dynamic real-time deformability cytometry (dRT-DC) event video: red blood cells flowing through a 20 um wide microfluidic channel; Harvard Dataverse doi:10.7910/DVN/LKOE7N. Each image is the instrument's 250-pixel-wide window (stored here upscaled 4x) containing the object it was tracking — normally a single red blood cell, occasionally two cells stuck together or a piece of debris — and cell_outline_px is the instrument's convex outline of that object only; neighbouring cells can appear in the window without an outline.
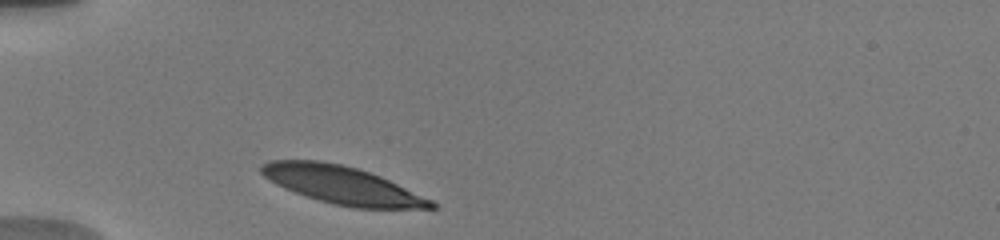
{"species": "human", "species_latin": "Homo sapiens", "temperature_condition": "warm", "stored_images_in_passage": 25, "camera_frame_rate_fps": 3000, "um_per_image_px": 0.085, "donor": {"sex": "male"}, "frame": {"image": 1, "passage_image": 1, "time_ms": 0.0, "image_size_px": [1000, 240], "cell_outline_px": [[436, 208], [352, 208], [332, 204], [284, 188], [276, 184], [264, 176], [260, 172], [260, 164], [268, 160], [320, 160], [340, 164], [356, 168], [380, 176], [432, 200], [436, 204]], "centroid_in_image_um": [29.05, 15.72], "position_along_channel_um": 56.0, "area_um2": 36.99}}
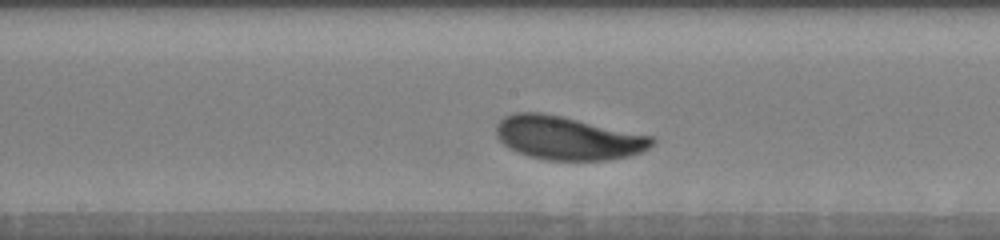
{"frame": {"image": 2, "passage_image": 11, "time_ms": 4.333, "image_size_px": [1000, 240], "cell_outline_px": [[656, 140], [648, 148], [640, 152], [628, 156], [608, 160], [544, 160], [528, 156], [516, 152], [508, 148], [496, 136], [496, 124], [504, 116], [516, 112], [544, 112], [652, 136]], "centroid_in_image_um": [48.21, 11.73], "position_along_channel_um": 200.0, "area_um2": 39.54}}
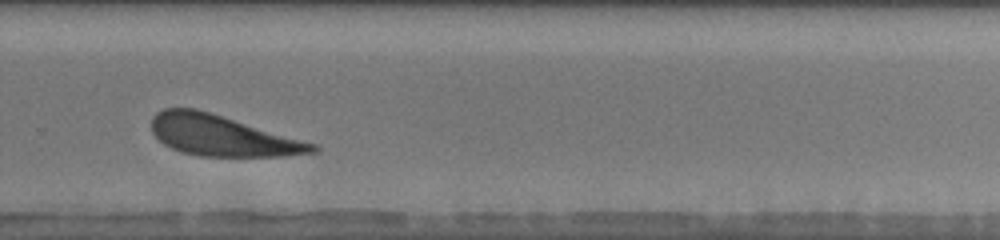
{"frame": {"image": 3, "passage_image": 18, "time_ms": 7.333, "image_size_px": [1000, 240], "cell_outline_px": [[320, 152], [284, 156], [200, 156], [180, 152], [164, 144], [152, 132], [152, 116], [156, 112], [164, 108], [196, 108], [316, 144], [320, 148]], "centroid_in_image_um": [18.87, 11.53], "position_along_channel_um": 310.9, "area_um2": 37.97}, "authors_computed_cell_mechanics": {"area_um2": 39.2462, "velocity_mm_per_s": 3.7076, "shape_relaxation_time_tau1_ms": 1.5027, "shape_relaxation_time_tau2_ms": null, "deformation_change_tau1": 0.1185, "deformation_change_tau2": null}}